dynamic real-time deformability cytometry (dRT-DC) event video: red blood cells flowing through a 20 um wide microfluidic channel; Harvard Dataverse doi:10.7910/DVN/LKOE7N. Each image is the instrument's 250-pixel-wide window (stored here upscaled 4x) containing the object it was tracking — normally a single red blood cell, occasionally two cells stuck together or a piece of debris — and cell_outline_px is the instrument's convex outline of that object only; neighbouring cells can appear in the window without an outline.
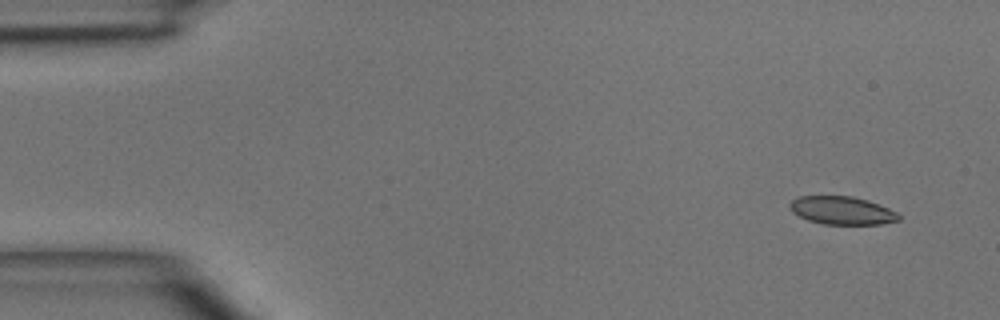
{"species": "common noctule bat (a hibernating species)", "species_latin": "Nyctalus noctula", "temperature_condition": "room temperature", "stored_images_in_passage": 4, "camera_frame_rate_fps": 3000, "um_per_image_px": 0.085, "animal": {"sex": "male", "body_mass_g": 15.6}, "frame": {"image": 1, "passage_image": 1, "time_ms": 0.0, "image_size_px": [1000, 320], "cell_outline_px": [[900, 220], [880, 224], [824, 224], [808, 220], [792, 212], [788, 208], [788, 204], [792, 200], [800, 196], [852, 196], [868, 200], [880, 204], [896, 212], [900, 216]], "centroid_in_image_um": [71.55, 17.88], "position_along_channel_um": 13.4, "area_um2": 17.86}}